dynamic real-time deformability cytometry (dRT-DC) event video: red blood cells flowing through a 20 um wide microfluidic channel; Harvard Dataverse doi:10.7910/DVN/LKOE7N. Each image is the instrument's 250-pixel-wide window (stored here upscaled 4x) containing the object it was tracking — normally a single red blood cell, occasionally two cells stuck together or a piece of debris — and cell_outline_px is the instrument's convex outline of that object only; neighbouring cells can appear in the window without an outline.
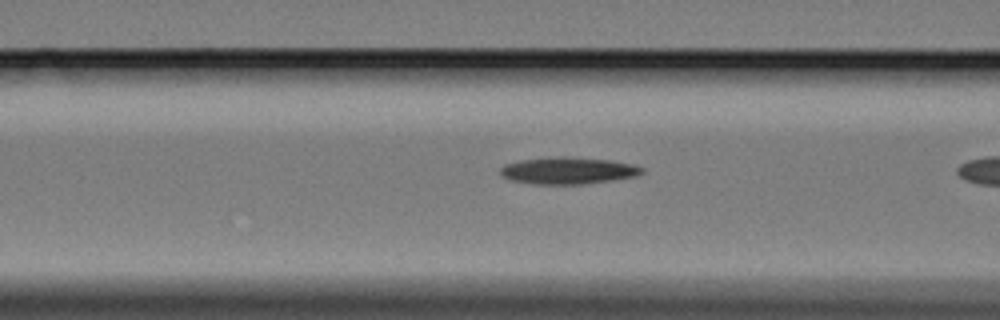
{"species": "Egyptian fruit bat (a non-hibernating species)", "species_latin": "Rousettus aegyptiacus", "temperature_condition": "cold", "stored_images_in_passage": 7, "camera_frame_rate_fps": 3000, "um_per_image_px": 0.085, "animal": {"sex": "female"}, "frame": {"image": 1, "passage_image": 6, "time_ms": 1.667, "image_size_px": [1000, 320], "cell_outline_px": [[644, 172], [636, 176], [612, 180], [584, 184], [532, 184], [512, 180], [504, 176], [500, 172], [500, 168], [504, 164], [524, 160], [556, 156], [564, 156], [608, 160], [632, 164], [644, 168]], "centroid_in_image_um": [48.3, 14.5], "position_along_channel_um": 118.3, "area_um2": 22.02}}